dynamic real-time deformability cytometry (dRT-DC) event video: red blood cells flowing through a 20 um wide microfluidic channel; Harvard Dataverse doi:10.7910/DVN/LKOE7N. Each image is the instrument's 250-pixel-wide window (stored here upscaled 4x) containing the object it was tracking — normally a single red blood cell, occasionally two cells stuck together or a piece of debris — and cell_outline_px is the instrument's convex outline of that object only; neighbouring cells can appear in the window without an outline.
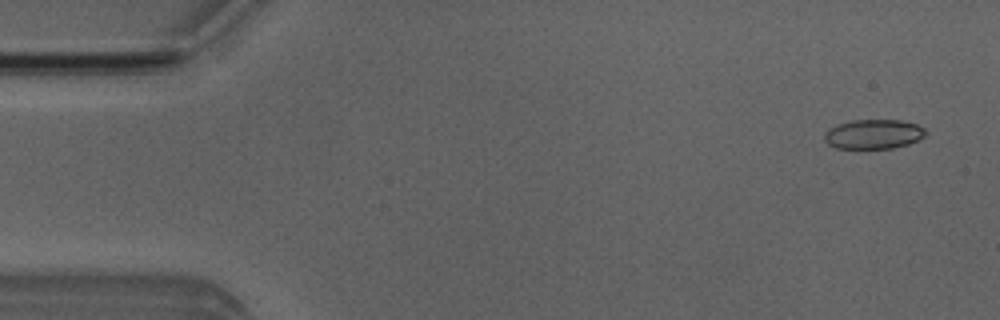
{"species": "Egyptian fruit bat (a non-hibernating species)", "species_latin": "Rousettus aegyptiacus", "temperature_condition": "room temperature", "stored_images_in_passage": 4, "camera_frame_rate_fps": 3000, "um_per_image_px": 0.085, "animal": {"sex": "male"}, "frame": {"image": 1, "passage_image": 1, "time_ms": 0.0, "image_size_px": [1000, 320], "cell_outline_px": [[928, 132], [924, 136], [908, 144], [892, 148], [836, 148], [828, 144], [824, 140], [824, 132], [828, 128], [836, 124], [852, 120], [900, 120], [916, 124], [924, 128]], "centroid_in_image_um": [74.21, 11.39], "position_along_channel_um": 10.8, "area_um2": 17.46}}